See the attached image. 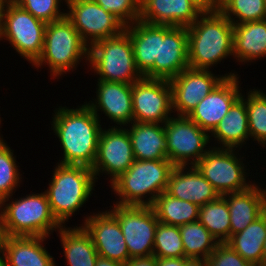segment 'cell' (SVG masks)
Returning <instances> with one entry per match:
<instances>
[{
    "instance_id": "obj_43",
    "label": "cell",
    "mask_w": 266,
    "mask_h": 266,
    "mask_svg": "<svg viewBox=\"0 0 266 266\" xmlns=\"http://www.w3.org/2000/svg\"><path fill=\"white\" fill-rule=\"evenodd\" d=\"M95 266H125V264L98 256Z\"/></svg>"
},
{
    "instance_id": "obj_31",
    "label": "cell",
    "mask_w": 266,
    "mask_h": 266,
    "mask_svg": "<svg viewBox=\"0 0 266 266\" xmlns=\"http://www.w3.org/2000/svg\"><path fill=\"white\" fill-rule=\"evenodd\" d=\"M185 258H209L218 241L199 220L179 226Z\"/></svg>"
},
{
    "instance_id": "obj_12",
    "label": "cell",
    "mask_w": 266,
    "mask_h": 266,
    "mask_svg": "<svg viewBox=\"0 0 266 266\" xmlns=\"http://www.w3.org/2000/svg\"><path fill=\"white\" fill-rule=\"evenodd\" d=\"M66 18L90 47L94 42L120 35L125 25L94 0H66Z\"/></svg>"
},
{
    "instance_id": "obj_38",
    "label": "cell",
    "mask_w": 266,
    "mask_h": 266,
    "mask_svg": "<svg viewBox=\"0 0 266 266\" xmlns=\"http://www.w3.org/2000/svg\"><path fill=\"white\" fill-rule=\"evenodd\" d=\"M106 12L113 14L125 26L139 20L140 0H94Z\"/></svg>"
},
{
    "instance_id": "obj_22",
    "label": "cell",
    "mask_w": 266,
    "mask_h": 266,
    "mask_svg": "<svg viewBox=\"0 0 266 266\" xmlns=\"http://www.w3.org/2000/svg\"><path fill=\"white\" fill-rule=\"evenodd\" d=\"M223 197L229 206L231 236L244 230L266 211V190L255 183L245 191Z\"/></svg>"
},
{
    "instance_id": "obj_13",
    "label": "cell",
    "mask_w": 266,
    "mask_h": 266,
    "mask_svg": "<svg viewBox=\"0 0 266 266\" xmlns=\"http://www.w3.org/2000/svg\"><path fill=\"white\" fill-rule=\"evenodd\" d=\"M133 121L164 124L173 113L169 80L145 78L132 84Z\"/></svg>"
},
{
    "instance_id": "obj_14",
    "label": "cell",
    "mask_w": 266,
    "mask_h": 266,
    "mask_svg": "<svg viewBox=\"0 0 266 266\" xmlns=\"http://www.w3.org/2000/svg\"><path fill=\"white\" fill-rule=\"evenodd\" d=\"M238 76H215L210 69H195L187 67L177 76L169 80L172 91V109L177 116H188L190 112L204 99L224 78Z\"/></svg>"
},
{
    "instance_id": "obj_47",
    "label": "cell",
    "mask_w": 266,
    "mask_h": 266,
    "mask_svg": "<svg viewBox=\"0 0 266 266\" xmlns=\"http://www.w3.org/2000/svg\"><path fill=\"white\" fill-rule=\"evenodd\" d=\"M0 266H7V259L3 251V248H0Z\"/></svg>"
},
{
    "instance_id": "obj_42",
    "label": "cell",
    "mask_w": 266,
    "mask_h": 266,
    "mask_svg": "<svg viewBox=\"0 0 266 266\" xmlns=\"http://www.w3.org/2000/svg\"><path fill=\"white\" fill-rule=\"evenodd\" d=\"M157 266H185V257L160 258L156 257Z\"/></svg>"
},
{
    "instance_id": "obj_29",
    "label": "cell",
    "mask_w": 266,
    "mask_h": 266,
    "mask_svg": "<svg viewBox=\"0 0 266 266\" xmlns=\"http://www.w3.org/2000/svg\"><path fill=\"white\" fill-rule=\"evenodd\" d=\"M266 238V211L244 230L232 235L226 242L242 258L262 266V248Z\"/></svg>"
},
{
    "instance_id": "obj_46",
    "label": "cell",
    "mask_w": 266,
    "mask_h": 266,
    "mask_svg": "<svg viewBox=\"0 0 266 266\" xmlns=\"http://www.w3.org/2000/svg\"><path fill=\"white\" fill-rule=\"evenodd\" d=\"M6 2L4 0H0V36L2 33V16H3V9Z\"/></svg>"
},
{
    "instance_id": "obj_9",
    "label": "cell",
    "mask_w": 266,
    "mask_h": 266,
    "mask_svg": "<svg viewBox=\"0 0 266 266\" xmlns=\"http://www.w3.org/2000/svg\"><path fill=\"white\" fill-rule=\"evenodd\" d=\"M235 150V148H220L219 146L210 147L195 165L220 196L242 192L254 185L251 181L247 182L246 166Z\"/></svg>"
},
{
    "instance_id": "obj_18",
    "label": "cell",
    "mask_w": 266,
    "mask_h": 266,
    "mask_svg": "<svg viewBox=\"0 0 266 266\" xmlns=\"http://www.w3.org/2000/svg\"><path fill=\"white\" fill-rule=\"evenodd\" d=\"M239 77L224 78L198 105L188 117L202 130L211 133L232 104L241 96Z\"/></svg>"
},
{
    "instance_id": "obj_15",
    "label": "cell",
    "mask_w": 266,
    "mask_h": 266,
    "mask_svg": "<svg viewBox=\"0 0 266 266\" xmlns=\"http://www.w3.org/2000/svg\"><path fill=\"white\" fill-rule=\"evenodd\" d=\"M135 161L132 143L127 129L121 126L101 131L97 155L92 166L95 179L101 173L110 174V183L117 179Z\"/></svg>"
},
{
    "instance_id": "obj_24",
    "label": "cell",
    "mask_w": 266,
    "mask_h": 266,
    "mask_svg": "<svg viewBox=\"0 0 266 266\" xmlns=\"http://www.w3.org/2000/svg\"><path fill=\"white\" fill-rule=\"evenodd\" d=\"M131 124L127 131L136 160H168L164 124L134 121Z\"/></svg>"
},
{
    "instance_id": "obj_21",
    "label": "cell",
    "mask_w": 266,
    "mask_h": 266,
    "mask_svg": "<svg viewBox=\"0 0 266 266\" xmlns=\"http://www.w3.org/2000/svg\"><path fill=\"white\" fill-rule=\"evenodd\" d=\"M200 14L189 0H140L139 20L153 25L189 27Z\"/></svg>"
},
{
    "instance_id": "obj_45",
    "label": "cell",
    "mask_w": 266,
    "mask_h": 266,
    "mask_svg": "<svg viewBox=\"0 0 266 266\" xmlns=\"http://www.w3.org/2000/svg\"><path fill=\"white\" fill-rule=\"evenodd\" d=\"M5 238H6V233L4 230L3 213L1 210V206H0V248L3 247L4 242H5Z\"/></svg>"
},
{
    "instance_id": "obj_32",
    "label": "cell",
    "mask_w": 266,
    "mask_h": 266,
    "mask_svg": "<svg viewBox=\"0 0 266 266\" xmlns=\"http://www.w3.org/2000/svg\"><path fill=\"white\" fill-rule=\"evenodd\" d=\"M199 221L218 243H226L231 237L229 206L223 196L200 206Z\"/></svg>"
},
{
    "instance_id": "obj_17",
    "label": "cell",
    "mask_w": 266,
    "mask_h": 266,
    "mask_svg": "<svg viewBox=\"0 0 266 266\" xmlns=\"http://www.w3.org/2000/svg\"><path fill=\"white\" fill-rule=\"evenodd\" d=\"M81 224L90 234L100 257L122 264L130 259L126 242L117 218L109 211L86 216Z\"/></svg>"
},
{
    "instance_id": "obj_41",
    "label": "cell",
    "mask_w": 266,
    "mask_h": 266,
    "mask_svg": "<svg viewBox=\"0 0 266 266\" xmlns=\"http://www.w3.org/2000/svg\"><path fill=\"white\" fill-rule=\"evenodd\" d=\"M125 266H157L156 256H142L130 258Z\"/></svg>"
},
{
    "instance_id": "obj_5",
    "label": "cell",
    "mask_w": 266,
    "mask_h": 266,
    "mask_svg": "<svg viewBox=\"0 0 266 266\" xmlns=\"http://www.w3.org/2000/svg\"><path fill=\"white\" fill-rule=\"evenodd\" d=\"M88 55L89 46L72 23L64 17L46 25L42 54L32 66L38 69L47 64L51 75L56 79L76 69L79 61L84 58L87 62Z\"/></svg>"
},
{
    "instance_id": "obj_37",
    "label": "cell",
    "mask_w": 266,
    "mask_h": 266,
    "mask_svg": "<svg viewBox=\"0 0 266 266\" xmlns=\"http://www.w3.org/2000/svg\"><path fill=\"white\" fill-rule=\"evenodd\" d=\"M66 2V0H63ZM62 0H16L21 8L31 13L46 24L63 19L66 12H61Z\"/></svg>"
},
{
    "instance_id": "obj_48",
    "label": "cell",
    "mask_w": 266,
    "mask_h": 266,
    "mask_svg": "<svg viewBox=\"0 0 266 266\" xmlns=\"http://www.w3.org/2000/svg\"><path fill=\"white\" fill-rule=\"evenodd\" d=\"M262 266H266V238L264 240L262 248Z\"/></svg>"
},
{
    "instance_id": "obj_34",
    "label": "cell",
    "mask_w": 266,
    "mask_h": 266,
    "mask_svg": "<svg viewBox=\"0 0 266 266\" xmlns=\"http://www.w3.org/2000/svg\"><path fill=\"white\" fill-rule=\"evenodd\" d=\"M219 11L233 25L266 19L264 0H221Z\"/></svg>"
},
{
    "instance_id": "obj_40",
    "label": "cell",
    "mask_w": 266,
    "mask_h": 266,
    "mask_svg": "<svg viewBox=\"0 0 266 266\" xmlns=\"http://www.w3.org/2000/svg\"><path fill=\"white\" fill-rule=\"evenodd\" d=\"M201 13L219 11L221 0H189Z\"/></svg>"
},
{
    "instance_id": "obj_10",
    "label": "cell",
    "mask_w": 266,
    "mask_h": 266,
    "mask_svg": "<svg viewBox=\"0 0 266 266\" xmlns=\"http://www.w3.org/2000/svg\"><path fill=\"white\" fill-rule=\"evenodd\" d=\"M164 130L167 158L174 166H195L209 150L210 134L188 116L170 117Z\"/></svg>"
},
{
    "instance_id": "obj_25",
    "label": "cell",
    "mask_w": 266,
    "mask_h": 266,
    "mask_svg": "<svg viewBox=\"0 0 266 266\" xmlns=\"http://www.w3.org/2000/svg\"><path fill=\"white\" fill-rule=\"evenodd\" d=\"M220 148H242L250 137L246 102L239 97L210 133ZM219 141V142H218ZM222 145V146H221Z\"/></svg>"
},
{
    "instance_id": "obj_11",
    "label": "cell",
    "mask_w": 266,
    "mask_h": 266,
    "mask_svg": "<svg viewBox=\"0 0 266 266\" xmlns=\"http://www.w3.org/2000/svg\"><path fill=\"white\" fill-rule=\"evenodd\" d=\"M109 211L117 218L130 258L153 255L158 219L151 206L118 205Z\"/></svg>"
},
{
    "instance_id": "obj_20",
    "label": "cell",
    "mask_w": 266,
    "mask_h": 266,
    "mask_svg": "<svg viewBox=\"0 0 266 266\" xmlns=\"http://www.w3.org/2000/svg\"><path fill=\"white\" fill-rule=\"evenodd\" d=\"M188 167L174 166L170 172L165 192L180 200L194 203L199 207L217 200L220 195L209 181L195 166Z\"/></svg>"
},
{
    "instance_id": "obj_19",
    "label": "cell",
    "mask_w": 266,
    "mask_h": 266,
    "mask_svg": "<svg viewBox=\"0 0 266 266\" xmlns=\"http://www.w3.org/2000/svg\"><path fill=\"white\" fill-rule=\"evenodd\" d=\"M96 98L86 104L100 119V110L117 125L128 126L133 122L132 84L97 81Z\"/></svg>"
},
{
    "instance_id": "obj_30",
    "label": "cell",
    "mask_w": 266,
    "mask_h": 266,
    "mask_svg": "<svg viewBox=\"0 0 266 266\" xmlns=\"http://www.w3.org/2000/svg\"><path fill=\"white\" fill-rule=\"evenodd\" d=\"M160 223L180 226L199 220V206L175 198L165 191L151 205Z\"/></svg>"
},
{
    "instance_id": "obj_28",
    "label": "cell",
    "mask_w": 266,
    "mask_h": 266,
    "mask_svg": "<svg viewBox=\"0 0 266 266\" xmlns=\"http://www.w3.org/2000/svg\"><path fill=\"white\" fill-rule=\"evenodd\" d=\"M58 232L69 266H95L99 255L83 226L68 228L63 225Z\"/></svg>"
},
{
    "instance_id": "obj_35",
    "label": "cell",
    "mask_w": 266,
    "mask_h": 266,
    "mask_svg": "<svg viewBox=\"0 0 266 266\" xmlns=\"http://www.w3.org/2000/svg\"><path fill=\"white\" fill-rule=\"evenodd\" d=\"M12 149L0 136V202H8L20 184V172Z\"/></svg>"
},
{
    "instance_id": "obj_23",
    "label": "cell",
    "mask_w": 266,
    "mask_h": 266,
    "mask_svg": "<svg viewBox=\"0 0 266 266\" xmlns=\"http://www.w3.org/2000/svg\"><path fill=\"white\" fill-rule=\"evenodd\" d=\"M44 236H6L3 251L7 266H57L43 246Z\"/></svg>"
},
{
    "instance_id": "obj_39",
    "label": "cell",
    "mask_w": 266,
    "mask_h": 266,
    "mask_svg": "<svg viewBox=\"0 0 266 266\" xmlns=\"http://www.w3.org/2000/svg\"><path fill=\"white\" fill-rule=\"evenodd\" d=\"M207 260V266H259L242 258L226 243H219Z\"/></svg>"
},
{
    "instance_id": "obj_6",
    "label": "cell",
    "mask_w": 266,
    "mask_h": 266,
    "mask_svg": "<svg viewBox=\"0 0 266 266\" xmlns=\"http://www.w3.org/2000/svg\"><path fill=\"white\" fill-rule=\"evenodd\" d=\"M88 63L98 80L133 84L144 76L136 67L129 34L101 39L89 47Z\"/></svg>"
},
{
    "instance_id": "obj_7",
    "label": "cell",
    "mask_w": 266,
    "mask_h": 266,
    "mask_svg": "<svg viewBox=\"0 0 266 266\" xmlns=\"http://www.w3.org/2000/svg\"><path fill=\"white\" fill-rule=\"evenodd\" d=\"M6 236H44L61 225L51 213L45 192L32 193L9 203L0 202Z\"/></svg>"
},
{
    "instance_id": "obj_3",
    "label": "cell",
    "mask_w": 266,
    "mask_h": 266,
    "mask_svg": "<svg viewBox=\"0 0 266 266\" xmlns=\"http://www.w3.org/2000/svg\"><path fill=\"white\" fill-rule=\"evenodd\" d=\"M57 164L49 187L44 192L52 215L63 226L91 197L97 180L89 167Z\"/></svg>"
},
{
    "instance_id": "obj_27",
    "label": "cell",
    "mask_w": 266,
    "mask_h": 266,
    "mask_svg": "<svg viewBox=\"0 0 266 266\" xmlns=\"http://www.w3.org/2000/svg\"><path fill=\"white\" fill-rule=\"evenodd\" d=\"M125 31L132 42L136 67L144 75L158 59L159 25L138 20L126 26Z\"/></svg>"
},
{
    "instance_id": "obj_44",
    "label": "cell",
    "mask_w": 266,
    "mask_h": 266,
    "mask_svg": "<svg viewBox=\"0 0 266 266\" xmlns=\"http://www.w3.org/2000/svg\"><path fill=\"white\" fill-rule=\"evenodd\" d=\"M185 266H207L205 258H185Z\"/></svg>"
},
{
    "instance_id": "obj_1",
    "label": "cell",
    "mask_w": 266,
    "mask_h": 266,
    "mask_svg": "<svg viewBox=\"0 0 266 266\" xmlns=\"http://www.w3.org/2000/svg\"><path fill=\"white\" fill-rule=\"evenodd\" d=\"M57 109L51 125L63 148L64 157L60 164L92 168L103 129L101 120L85 102L76 109L62 106Z\"/></svg>"
},
{
    "instance_id": "obj_4",
    "label": "cell",
    "mask_w": 266,
    "mask_h": 266,
    "mask_svg": "<svg viewBox=\"0 0 266 266\" xmlns=\"http://www.w3.org/2000/svg\"><path fill=\"white\" fill-rule=\"evenodd\" d=\"M174 165L169 160H136L110 185L118 205L151 206L166 190ZM151 195V196H150ZM146 196L148 197L147 199Z\"/></svg>"
},
{
    "instance_id": "obj_26",
    "label": "cell",
    "mask_w": 266,
    "mask_h": 266,
    "mask_svg": "<svg viewBox=\"0 0 266 266\" xmlns=\"http://www.w3.org/2000/svg\"><path fill=\"white\" fill-rule=\"evenodd\" d=\"M233 56L239 62L266 57V19L234 24Z\"/></svg>"
},
{
    "instance_id": "obj_2",
    "label": "cell",
    "mask_w": 266,
    "mask_h": 266,
    "mask_svg": "<svg viewBox=\"0 0 266 266\" xmlns=\"http://www.w3.org/2000/svg\"><path fill=\"white\" fill-rule=\"evenodd\" d=\"M187 36L191 68L209 70L226 57L233 56L234 26L220 11L201 13L187 27Z\"/></svg>"
},
{
    "instance_id": "obj_33",
    "label": "cell",
    "mask_w": 266,
    "mask_h": 266,
    "mask_svg": "<svg viewBox=\"0 0 266 266\" xmlns=\"http://www.w3.org/2000/svg\"><path fill=\"white\" fill-rule=\"evenodd\" d=\"M253 90V91H252ZM250 89L247 98H241L246 102L248 113V127L250 138L258 144L266 146V94L262 90Z\"/></svg>"
},
{
    "instance_id": "obj_36",
    "label": "cell",
    "mask_w": 266,
    "mask_h": 266,
    "mask_svg": "<svg viewBox=\"0 0 266 266\" xmlns=\"http://www.w3.org/2000/svg\"><path fill=\"white\" fill-rule=\"evenodd\" d=\"M153 255L160 258L185 257L179 226L158 222Z\"/></svg>"
},
{
    "instance_id": "obj_49",
    "label": "cell",
    "mask_w": 266,
    "mask_h": 266,
    "mask_svg": "<svg viewBox=\"0 0 266 266\" xmlns=\"http://www.w3.org/2000/svg\"><path fill=\"white\" fill-rule=\"evenodd\" d=\"M5 2H16V0H4Z\"/></svg>"
},
{
    "instance_id": "obj_8",
    "label": "cell",
    "mask_w": 266,
    "mask_h": 266,
    "mask_svg": "<svg viewBox=\"0 0 266 266\" xmlns=\"http://www.w3.org/2000/svg\"><path fill=\"white\" fill-rule=\"evenodd\" d=\"M46 25L15 2H6L0 40L9 41L16 52L33 65L43 51Z\"/></svg>"
},
{
    "instance_id": "obj_16",
    "label": "cell",
    "mask_w": 266,
    "mask_h": 266,
    "mask_svg": "<svg viewBox=\"0 0 266 266\" xmlns=\"http://www.w3.org/2000/svg\"><path fill=\"white\" fill-rule=\"evenodd\" d=\"M187 67V27L159 25L158 59H155L154 65L143 76L170 80Z\"/></svg>"
}]
</instances>
